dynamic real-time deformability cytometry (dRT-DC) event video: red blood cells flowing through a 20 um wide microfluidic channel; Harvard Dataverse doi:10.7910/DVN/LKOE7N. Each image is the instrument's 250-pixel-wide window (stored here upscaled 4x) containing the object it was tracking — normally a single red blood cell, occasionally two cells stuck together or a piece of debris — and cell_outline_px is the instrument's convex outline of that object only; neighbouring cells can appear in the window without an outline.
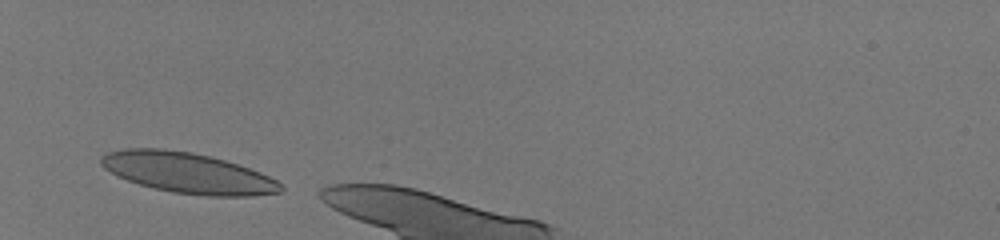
{"species": "human", "species_latin": "Homo sapiens", "temperature_condition": "room temperature", "stored_images_in_passage": 29, "camera_frame_rate_fps": 3000, "um_per_image_px": 0.085, "donor": {"sex": "male"}, "frame": {"image": 1, "passage_image": 1, "time_ms": 0.0, "image_size_px": [1000, 240], "cell_outline_px": [[284, 188], [280, 192], [252, 196], [208, 196], [172, 192], [152, 188], [116, 176], [104, 168], [100, 164], [100, 156], [108, 152], [124, 148], [164, 148], [192, 152], [224, 160], [260, 172], [276, 180]], "centroid_in_image_um": [15.91, 14.69], "position_along_channel_um": 69.1, "area_um2": 42.43}}
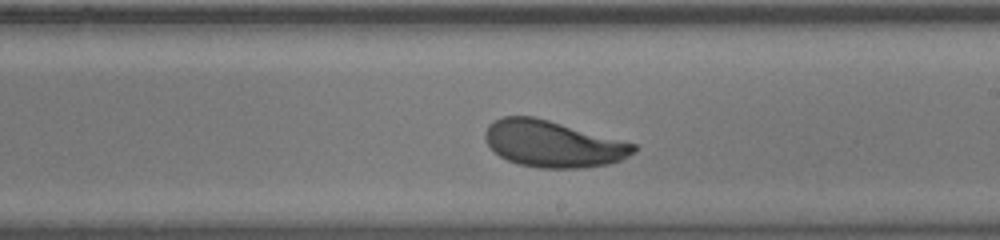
{"frame": {"image": 2, "passage_image": 15, "time_ms": 4.667, "image_size_px": [1000, 240], "cell_outline_px": [[636, 152], [620, 160], [608, 164], [584, 168], [540, 168], [520, 164], [508, 160], [500, 156], [488, 144], [484, 136], [484, 132], [488, 124], [504, 116], [532, 116], [548, 120], [636, 144]], "centroid_in_image_um": [46.99, 12.23], "position_along_channel_um": 242.0, "area_um2": 39.88}}
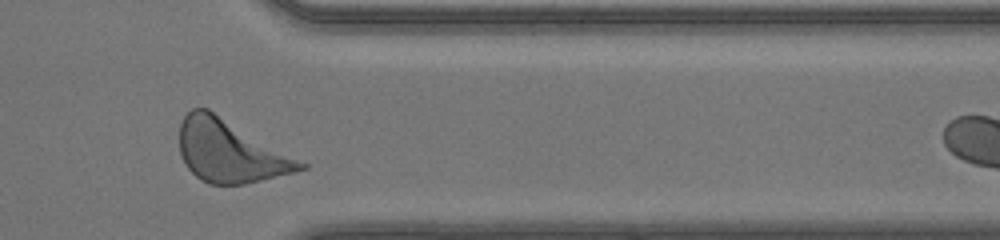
{"frame": {"image": 3, "passage_image": 26, "time_ms": 8.333, "image_size_px": [1000, 240], "cell_outline_px": [[308, 168], [296, 172], [244, 184], [208, 184], [200, 180], [188, 168], [180, 156], [180, 124], [184, 116], [192, 108], [208, 108], [308, 164]], "centroid_in_image_um": [19.56, 12.86], "position_along_channel_um": 391.8, "area_um2": 43.75}}